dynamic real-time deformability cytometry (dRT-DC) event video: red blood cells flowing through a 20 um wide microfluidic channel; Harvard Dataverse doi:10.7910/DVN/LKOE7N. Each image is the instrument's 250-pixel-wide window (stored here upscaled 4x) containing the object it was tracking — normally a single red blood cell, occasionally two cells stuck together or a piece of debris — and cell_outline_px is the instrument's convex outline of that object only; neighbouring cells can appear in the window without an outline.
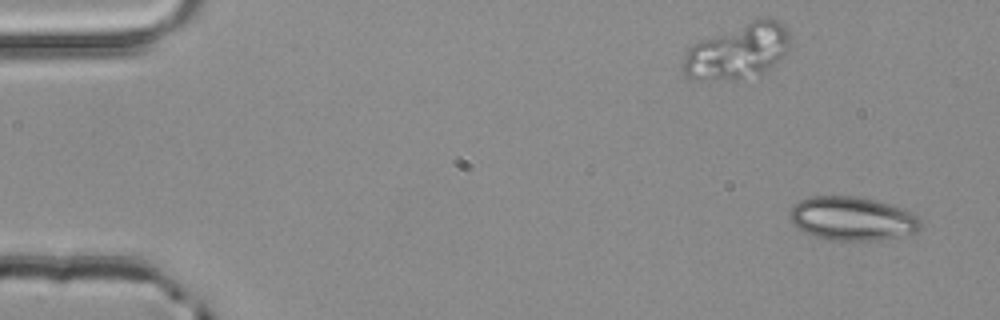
{"species": "common noctule bat (a hibernating species)", "species_latin": "Nyctalus noctula", "temperature_condition": "room temperature", "stored_images_in_passage": 4, "camera_frame_rate_fps": 3000, "um_per_image_px": 0.085, "animal": {"sex": "male", "body_mass_g": 20.4}, "frame": {"image": 1, "passage_image": 1, "time_ms": 0.0, "image_size_px": [1000, 320], "cell_outline_px": [[920, 228], [916, 232], [880, 240], [832, 240], [816, 236], [804, 232], [792, 224], [788, 216], [788, 212], [792, 204], [800, 200], [812, 196], [852, 196], [876, 200], [904, 208], [912, 212], [920, 220]], "centroid_in_image_um": [72.4, 18.57], "position_along_channel_um": 12.6, "area_um2": 33.47}}